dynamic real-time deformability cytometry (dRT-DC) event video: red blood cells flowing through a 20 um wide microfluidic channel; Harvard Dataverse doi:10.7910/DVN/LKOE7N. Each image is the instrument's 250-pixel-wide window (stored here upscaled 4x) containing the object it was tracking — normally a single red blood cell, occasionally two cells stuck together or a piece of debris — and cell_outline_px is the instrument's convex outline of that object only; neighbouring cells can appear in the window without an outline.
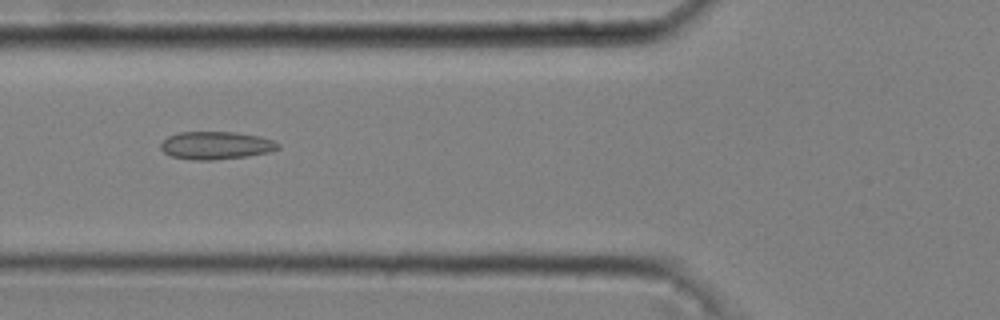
{"species": "common noctule bat (a hibernating species)", "species_latin": "Nyctalus noctula", "temperature_condition": "cold", "stored_images_in_passage": 49, "camera_frame_rate_fps": 3000, "um_per_image_px": 0.085, "animal": {"sex": "male", "body_mass_g": 20.4}, "frame": {"image": 1, "passage_image": 20, "time_ms": 6.333, "image_size_px": [1000, 320], "cell_outline_px": [[280, 148], [268, 152], [248, 156], [212, 160], [192, 160], [172, 156], [164, 152], [160, 148], [160, 144], [168, 136], [180, 132], [236, 132], [260, 136], [272, 140], [280, 144]], "centroid_in_image_um": [18.36, 12.36], "position_along_channel_um": 107.4, "area_um2": 19.02}}
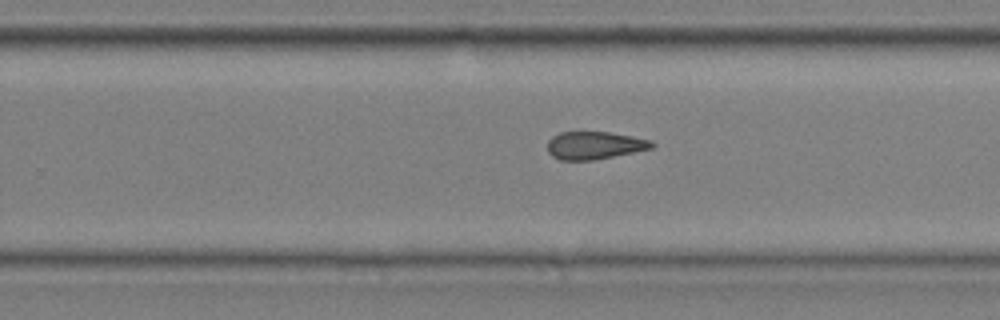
{"frame": {"image": 2, "passage_image": 34, "time_ms": 11.0, "image_size_px": [1000, 320], "cell_outline_px": [[656, 144], [652, 148], [592, 160], [560, 160], [552, 156], [548, 152], [548, 140], [552, 136], [560, 132], [608, 132], [632, 136], [652, 140]], "centroid_in_image_um": [50.52, 12.35], "position_along_channel_um": 279.3, "area_um2": 16.76}}
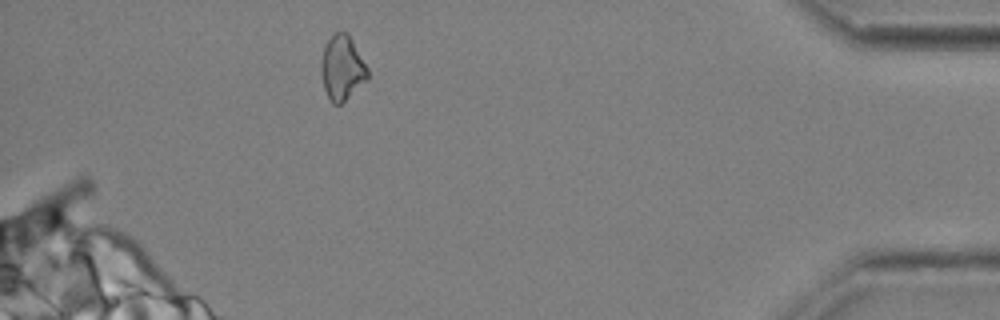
{"frame": {"image": 3, "passage_image": 48, "time_ms": 15.667, "image_size_px": [1000, 320], "cell_outline_px": [[368, 80], [340, 104], [332, 104], [324, 88], [320, 72], [320, 60], [324, 48], [328, 40], [336, 32], [348, 32], [368, 68]], "centroid_in_image_um": [29.08, 5.77], "position_along_channel_um": 406.1, "area_um2": 17.57}, "authors_computed_cell_mechanics": {"area_um2": 18.0914, "velocity_mm_per_s": 3.6866, "shape_relaxation_time_tau1_ms": null, "shape_relaxation_time_tau2_ms": 3.4018, "deformation_change_tau1": null, "deformation_change_tau2": 0.0987}}